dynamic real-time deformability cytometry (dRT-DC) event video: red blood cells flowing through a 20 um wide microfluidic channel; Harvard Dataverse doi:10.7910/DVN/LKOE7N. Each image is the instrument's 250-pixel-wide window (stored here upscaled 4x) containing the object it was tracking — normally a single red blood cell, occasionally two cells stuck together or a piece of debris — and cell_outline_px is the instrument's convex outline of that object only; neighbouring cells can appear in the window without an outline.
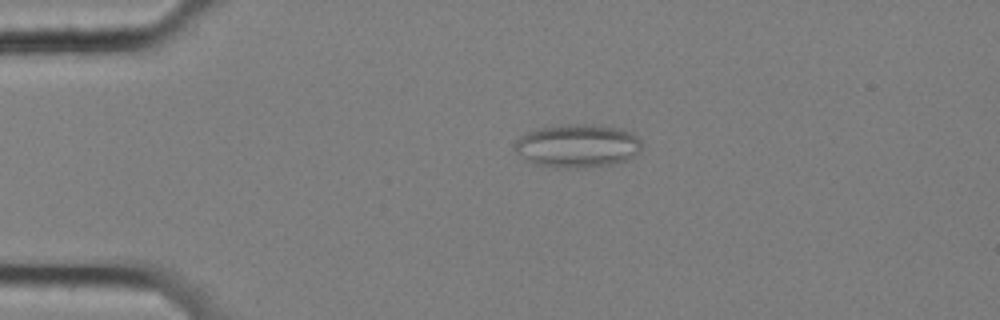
{"species": "common noctule bat (a hibernating species)", "species_latin": "Nyctalus noctula", "temperature_condition": "cold", "stored_images_in_passage": 58, "camera_frame_rate_fps": 3000, "um_per_image_px": 0.085, "animal": {"sex": "female", "body_mass_g": 25.1}, "frame": {"image": 1, "passage_image": 13, "time_ms": 4.0, "image_size_px": [1000, 320], "cell_outline_px": [[640, 152], [628, 160], [612, 164], [580, 168], [556, 168], [532, 164], [516, 152], [512, 148], [512, 144], [520, 136], [528, 132], [540, 128], [568, 124], [600, 124], [624, 128], [632, 132], [640, 140]], "centroid_in_image_um": [49.08, 12.39], "position_along_channel_um": 35.9, "area_um2": 32.66}}
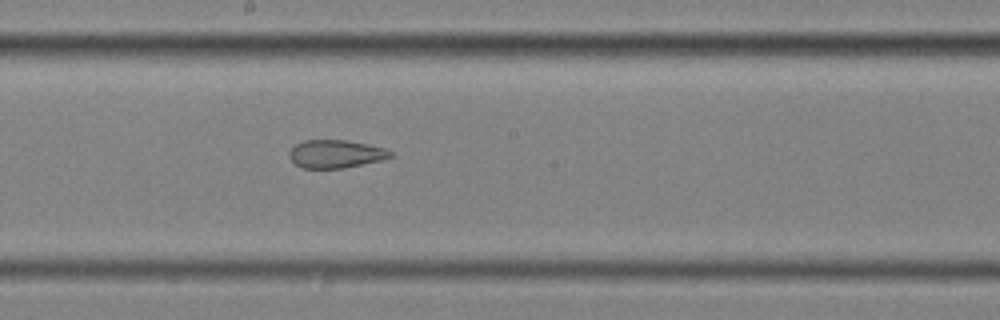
{"frame": {"image": 2, "passage_image": 32, "time_ms": 10.333, "image_size_px": [1000, 320], "cell_outline_px": [[392, 156], [380, 160], [344, 168], [304, 168], [296, 164], [288, 156], [288, 152], [296, 144], [304, 140], [348, 140], [368, 144], [384, 148], [392, 152]], "centroid_in_image_um": [28.51, 13.07], "position_along_channel_um": 219.7, "area_um2": 16.42}}
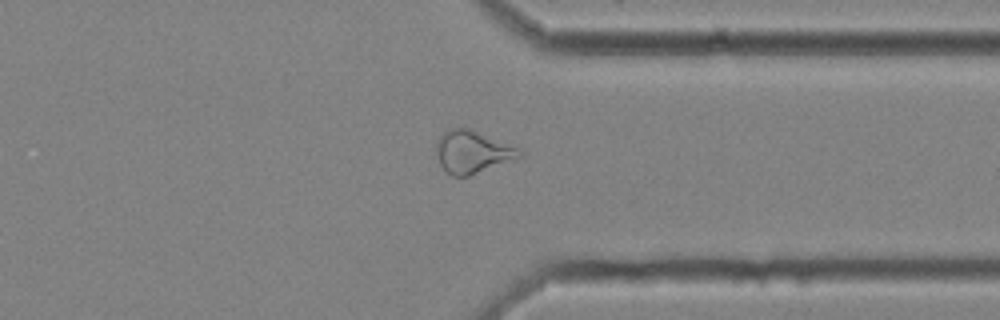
{"frame": {"image": 3, "passage_image": 45, "time_ms": 14.667, "image_size_px": [1000, 320], "cell_outline_px": [[524, 152], [520, 156], [468, 176], [452, 176], [440, 164], [436, 152], [436, 140], [448, 128], [468, 128], [524, 148]], "centroid_in_image_um": [40.17, 12.87], "position_along_channel_um": 371.2, "area_um2": 20.52}, "authors_computed_cell_mechanics": {"area_um2": 22.8599, "velocity_mm_per_s": 3.51, "shape_relaxation_time_tau1_ms": null, "shape_relaxation_time_tau2_ms": 2.0369, "deformation_change_tau1": null, "deformation_change_tau2": 0.0961}}